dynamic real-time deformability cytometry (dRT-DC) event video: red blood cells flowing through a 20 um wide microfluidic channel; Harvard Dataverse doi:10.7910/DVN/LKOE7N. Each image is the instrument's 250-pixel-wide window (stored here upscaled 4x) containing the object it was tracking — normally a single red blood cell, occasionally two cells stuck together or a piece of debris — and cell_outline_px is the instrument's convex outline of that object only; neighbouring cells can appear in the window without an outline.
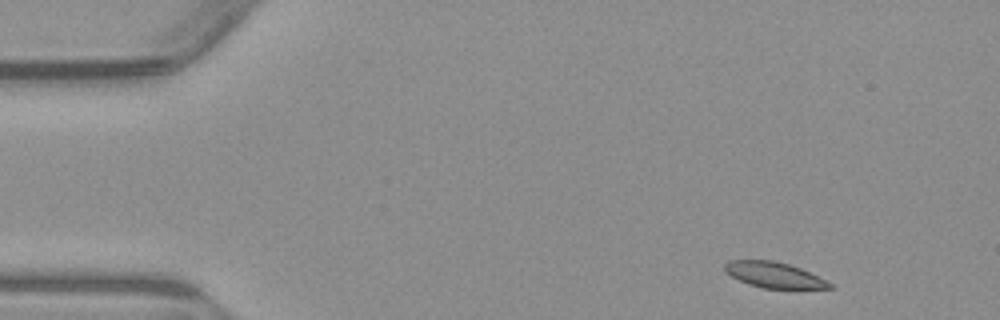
{"species": "common noctule bat (a hibernating species)", "species_latin": "Nyctalus noctula", "temperature_condition": "warm", "stored_images_in_passage": 4, "camera_frame_rate_fps": 3000, "um_per_image_px": 0.085, "animal": {"sex": "male", "body_mass_g": 23.1, "forearm_length_mm": 52.7}, "frame": {"image": 1, "passage_image": 1, "time_ms": 0.0, "image_size_px": [1000, 320], "cell_outline_px": [[836, 288], [764, 288], [748, 284], [724, 272], [724, 264], [728, 260], [772, 260], [788, 264], [800, 268], [832, 284]], "centroid_in_image_um": [65.74, 23.36], "position_along_channel_um": 19.3, "area_um2": 15.43}}
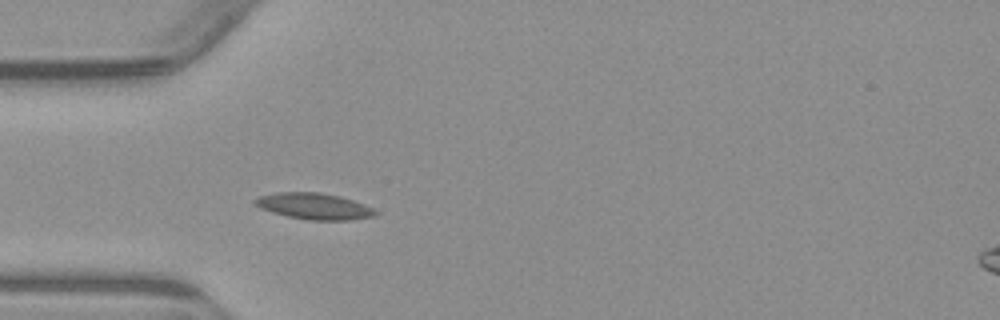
{"frame": {"image": 2, "passage_image": 4, "time_ms": 3.333, "image_size_px": [1000, 320], "cell_outline_px": [[376, 212], [372, 216], [352, 220], [308, 220], [288, 216], [272, 212], [260, 208], [252, 200], [260, 196], [276, 192], [320, 192], [340, 196], [364, 204], [372, 208]], "centroid_in_image_um": [26.67, 17.52], "position_along_channel_um": 58.3, "area_um2": 18.26}}